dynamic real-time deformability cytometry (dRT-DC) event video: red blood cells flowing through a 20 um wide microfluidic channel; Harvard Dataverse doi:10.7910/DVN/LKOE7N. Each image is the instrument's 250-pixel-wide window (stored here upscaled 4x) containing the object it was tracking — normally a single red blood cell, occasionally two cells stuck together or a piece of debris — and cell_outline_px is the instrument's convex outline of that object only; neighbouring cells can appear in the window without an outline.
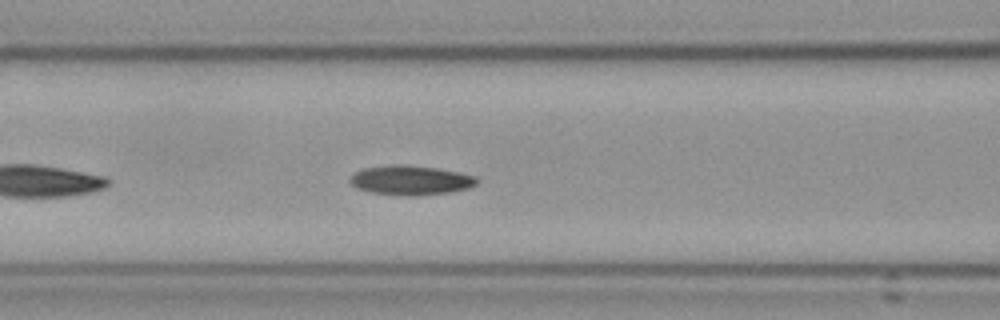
{"species": "Egyptian fruit bat (a non-hibernating species)", "species_latin": "Rousettus aegyptiacus", "temperature_condition": "cold", "stored_images_in_passage": 30, "camera_frame_rate_fps": 3000, "um_per_image_px": 0.085, "frame": {"image": 1, "passage_image": 9, "time_ms": 2.667, "image_size_px": [1000, 320], "cell_outline_px": [[476, 184], [468, 188], [452, 192], [416, 196], [404, 196], [372, 192], [356, 188], [348, 180], [356, 172], [364, 168], [392, 164], [404, 164], [436, 168], [476, 176]], "centroid_in_image_um": [34.89, 15.32], "position_along_channel_um": 131.7, "area_um2": 21.73}, "authors_computed_cell_mechanics": {"area_um2": 21.3282, "velocity_mm_per_s": 3.5665, "shape_relaxation_time_tau1_ms": 2.8719, "shape_relaxation_time_tau2_ms": 3.8155, "deformation_change_tau1": 0.1165, "deformation_change_tau2": 0.0885}}